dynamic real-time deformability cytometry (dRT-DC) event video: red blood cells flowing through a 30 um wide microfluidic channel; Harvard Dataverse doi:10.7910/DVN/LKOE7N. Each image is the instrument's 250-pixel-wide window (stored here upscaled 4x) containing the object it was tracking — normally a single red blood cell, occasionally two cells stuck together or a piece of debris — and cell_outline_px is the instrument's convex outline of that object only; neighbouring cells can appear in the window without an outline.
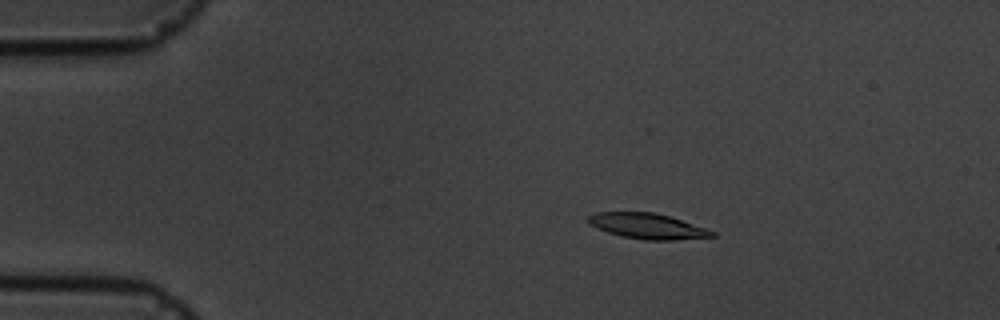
{"species": "common noctule bat (a hibernating species)", "species_latin": "Nyctalus noctula", "temperature_condition": "cold", "stored_images_in_passage": 4, "camera_frame_rate_fps": 3000, "um_per_image_px": 0.085, "animal": {"sex": "male", "body_mass_g": 19.5, "forearm_length_mm": 54.6}, "frame": {"image": 1, "passage_image": 2, "time_ms": 2.0, "image_size_px": [1000, 320], "cell_outline_px": [[716, 236], [676, 240], [644, 240], [620, 236], [608, 232], [588, 224], [588, 216], [596, 212], [656, 212], [716, 232]], "centroid_in_image_um": [55.01, 19.22], "position_along_channel_um": 30.0, "area_um2": 18.26}}
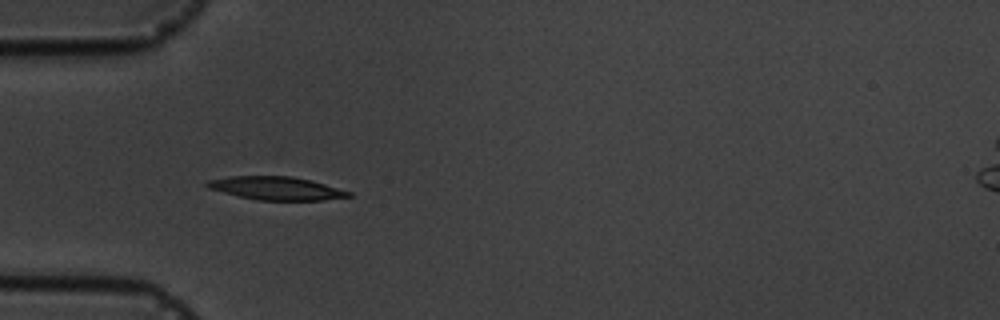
{"frame": {"image": 2, "passage_image": 4, "time_ms": 4.333, "image_size_px": [1000, 320], "cell_outline_px": [[352, 196], [324, 200], [256, 200], [208, 188], [204, 184], [208, 180], [228, 176], [292, 176], [312, 180], [352, 192]], "centroid_in_image_um": [23.5, 15.99], "position_along_channel_um": 61.5, "area_um2": 19.13}}